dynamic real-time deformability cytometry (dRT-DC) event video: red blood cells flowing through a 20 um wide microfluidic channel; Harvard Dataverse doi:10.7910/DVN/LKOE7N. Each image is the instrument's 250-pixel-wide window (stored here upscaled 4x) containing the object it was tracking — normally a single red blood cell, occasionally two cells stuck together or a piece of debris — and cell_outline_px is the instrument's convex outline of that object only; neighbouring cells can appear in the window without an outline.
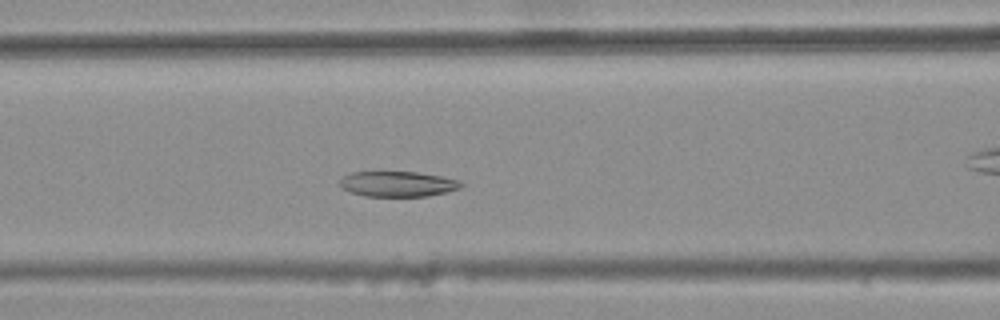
{"species": "common noctule bat (a hibernating species)", "species_latin": "Nyctalus noctula", "temperature_condition": "warm", "stored_images_in_passage": 41, "camera_frame_rate_fps": 3000, "um_per_image_px": 0.085, "animal": {"sex": "female", "body_mass_g": 25.1}, "frame": {"image": 1, "passage_image": 17, "time_ms": 5.333, "image_size_px": [1000, 320], "cell_outline_px": [[464, 184], [460, 188], [448, 192], [428, 196], [364, 196], [348, 192], [340, 188], [340, 180], [344, 176], [352, 172], [416, 172], [440, 176], [456, 180]], "centroid_in_image_um": [33.77, 15.65], "position_along_channel_um": 132.8, "area_um2": 17.92}}
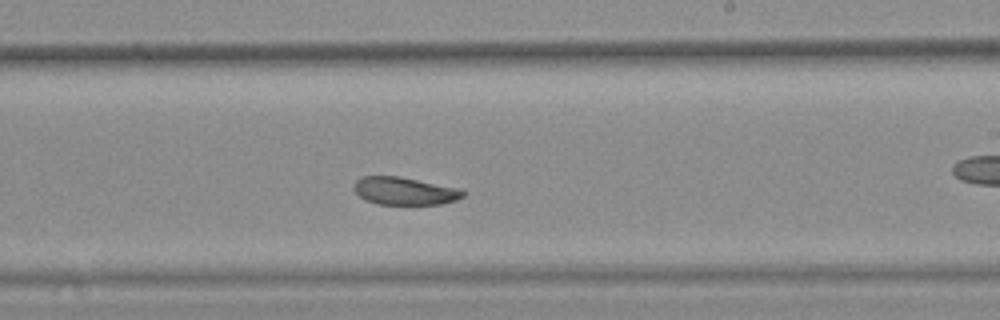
{"frame": {"image": 2, "passage_image": 27, "time_ms": 8.667, "image_size_px": [1000, 320], "cell_outline_px": [[464, 196], [456, 200], [440, 204], [376, 204], [364, 200], [352, 188], [356, 180], [360, 176], [400, 176], [460, 188], [464, 192]], "centroid_in_image_um": [34.36, 16.22], "position_along_channel_um": 254.6, "area_um2": 17.74}}
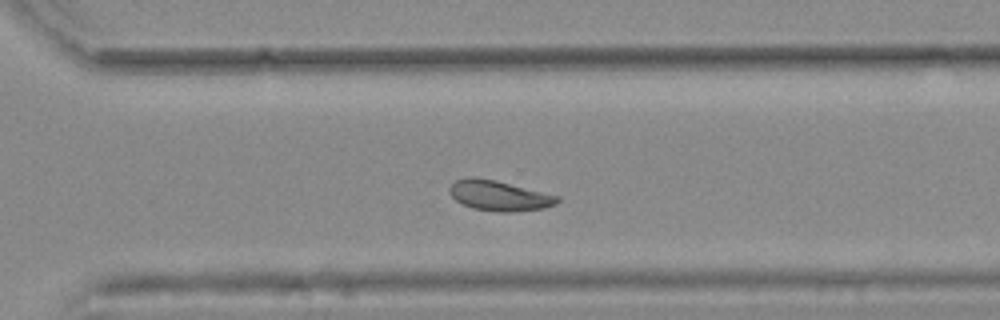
{"frame": {"image": 3, "passage_image": 33, "time_ms": 10.667, "image_size_px": [1000, 320], "cell_outline_px": [[560, 200], [556, 204], [544, 208], [512, 212], [500, 212], [472, 208], [456, 200], [448, 192], [448, 188], [456, 180], [468, 176], [472, 176], [496, 180], [560, 196]], "centroid_in_image_um": [42.43, 16.62], "position_along_channel_um": 328.2, "area_um2": 19.07}, "authors_computed_cell_mechanics": {"area_um2": 19.1318, "velocity_mm_per_s": 3.6678, "shape_relaxation_time_tau1_ms": null, "shape_relaxation_time_tau2_ms": 6.7919, "deformation_change_tau1": null, "deformation_change_tau2": 0.1211}}